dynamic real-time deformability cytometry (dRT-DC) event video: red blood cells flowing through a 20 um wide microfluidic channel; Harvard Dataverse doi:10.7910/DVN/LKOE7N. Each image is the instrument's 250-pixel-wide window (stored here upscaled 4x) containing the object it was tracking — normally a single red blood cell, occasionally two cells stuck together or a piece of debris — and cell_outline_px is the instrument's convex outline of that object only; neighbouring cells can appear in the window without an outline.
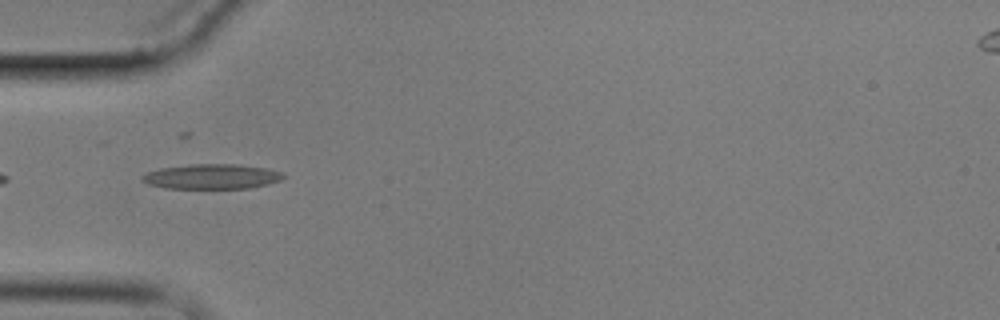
{"species": "common noctule bat (a hibernating species)", "species_latin": "Nyctalus noctula", "temperature_condition": "cold", "stored_images_in_passage": 8, "camera_frame_rate_fps": 3000, "um_per_image_px": 0.085, "animal": {"sex": "male", "body_mass_g": 17.9}, "frame": {"image": 1, "passage_image": 5, "time_ms": 4.667, "image_size_px": [1000, 320], "cell_outline_px": [[288, 176], [280, 180], [268, 184], [252, 188], [164, 188], [148, 184], [140, 180], [140, 176], [148, 172], [160, 168], [192, 164], [240, 164], [268, 168], [284, 172]], "centroid_in_image_um": [18.05, 15.0], "position_along_channel_um": 67.0, "area_um2": 20.81}}
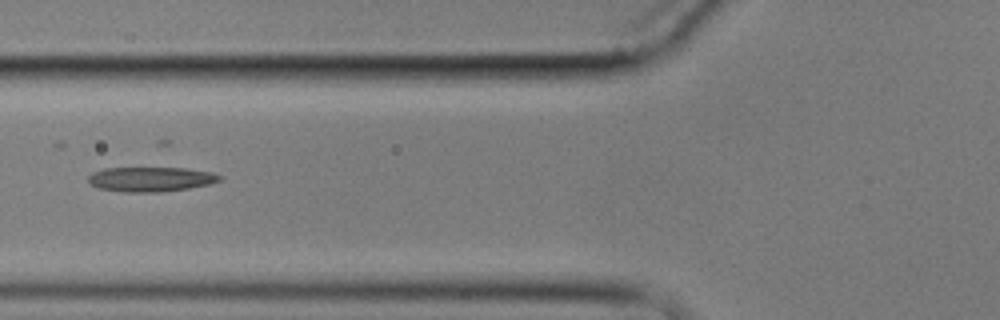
{"frame": {"image": 2, "passage_image": 6, "time_ms": 6.0, "image_size_px": [1000, 320], "cell_outline_px": [[224, 176], [220, 180], [208, 184], [188, 188], [160, 192], [124, 192], [100, 188], [88, 184], [88, 176], [92, 172], [104, 168], [184, 168], [212, 172]], "centroid_in_image_um": [12.79, 15.23], "position_along_channel_um": 113.0, "area_um2": 18.9}}
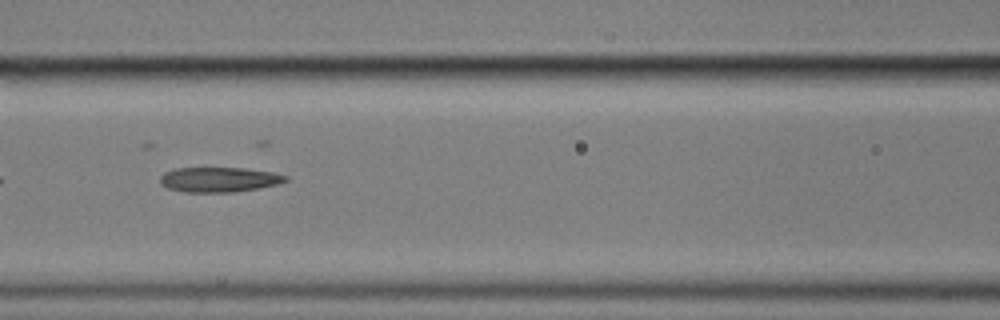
{"frame": {"image": 3, "passage_image": 7, "time_ms": 7.0, "image_size_px": [1000, 320], "cell_outline_px": [[288, 180], [276, 184], [236, 192], [184, 192], [168, 188], [160, 184], [160, 176], [164, 172], [172, 168], [244, 168], [276, 172], [288, 176]], "centroid_in_image_um": [18.6, 15.25], "position_along_channel_um": 148.0, "area_um2": 18.32}}